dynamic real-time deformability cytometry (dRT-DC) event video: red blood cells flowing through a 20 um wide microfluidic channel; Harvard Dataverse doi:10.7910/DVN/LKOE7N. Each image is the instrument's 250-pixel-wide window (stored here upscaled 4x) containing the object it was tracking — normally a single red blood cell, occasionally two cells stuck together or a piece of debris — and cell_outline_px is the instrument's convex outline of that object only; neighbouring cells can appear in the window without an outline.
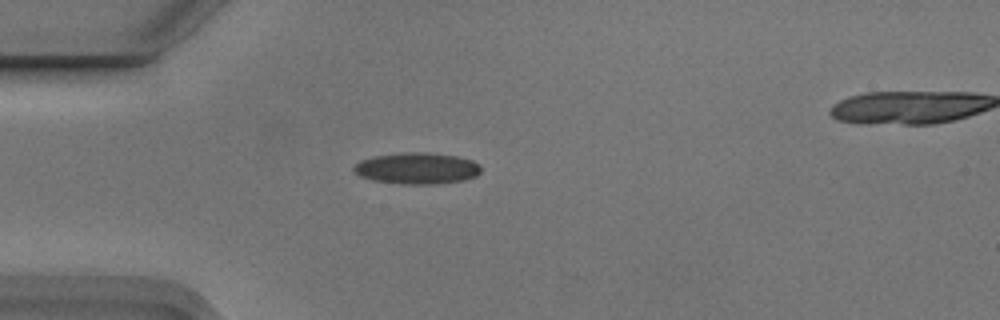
{"species": "Egyptian fruit bat (a non-hibernating species)", "species_latin": "Rousettus aegyptiacus", "temperature_condition": "cold", "stored_images_in_passage": 5, "camera_frame_rate_fps": 3000, "um_per_image_px": 0.085, "animal": {"sex": "male"}, "frame": {"image": 1, "passage_image": 4, "time_ms": 1.0, "image_size_px": [1000, 320], "cell_outline_px": [[480, 172], [476, 176], [464, 180], [436, 184], [400, 184], [372, 180], [360, 176], [352, 172], [352, 168], [360, 160], [372, 156], [400, 152], [428, 152], [456, 156], [472, 160], [480, 164]], "centroid_in_image_um": [35.41, 14.3], "position_along_channel_um": 49.6, "area_um2": 23.58}}